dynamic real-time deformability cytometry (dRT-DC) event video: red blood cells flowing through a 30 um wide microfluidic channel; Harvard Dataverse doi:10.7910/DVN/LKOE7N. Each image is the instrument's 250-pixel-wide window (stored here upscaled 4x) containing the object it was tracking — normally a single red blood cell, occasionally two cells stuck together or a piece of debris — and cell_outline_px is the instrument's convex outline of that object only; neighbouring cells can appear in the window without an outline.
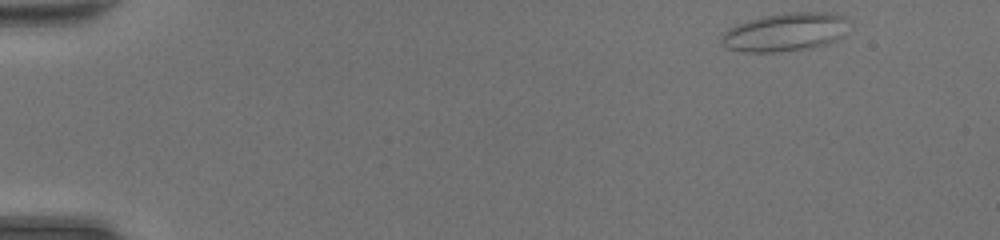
{"species": "common noctule bat (a hibernating species)", "species_latin": "Nyctalus noctula", "temperature_condition": "room temperature", "stored_images_in_passage": 44, "camera_frame_rate_fps": 3000, "um_per_image_px": 0.085, "animal": {"sex": "female", "body_mass_g": 20.0, "forearm_length_mm": 54.0}, "frame": {"image": 1, "passage_image": 1, "time_ms": 0.0, "image_size_px": [1000, 240], "cell_outline_px": [[844, 36], [828, 44], [812, 48], [776, 52], [744, 52], [728, 48], [720, 44], [720, 36], [728, 28], [736, 24], [748, 20], [764, 16], [788, 12], [828, 12], [844, 16]], "centroid_in_image_um": [66.68, 2.74], "position_along_channel_um": 18.3, "area_um2": 28.55}}
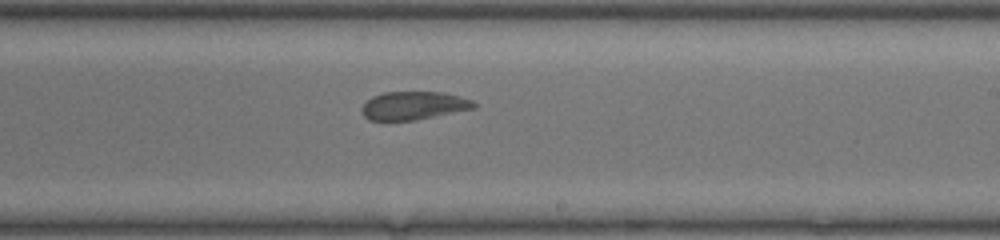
{"frame": {"image": 2, "passage_image": 26, "time_ms": 8.333, "image_size_px": [1000, 240], "cell_outline_px": [[476, 108], [416, 120], [368, 120], [360, 112], [360, 108], [372, 96], [384, 92], [444, 92], [472, 100], [476, 104]], "centroid_in_image_um": [35.14, 8.98], "position_along_channel_um": 253.9, "area_um2": 18.5}}
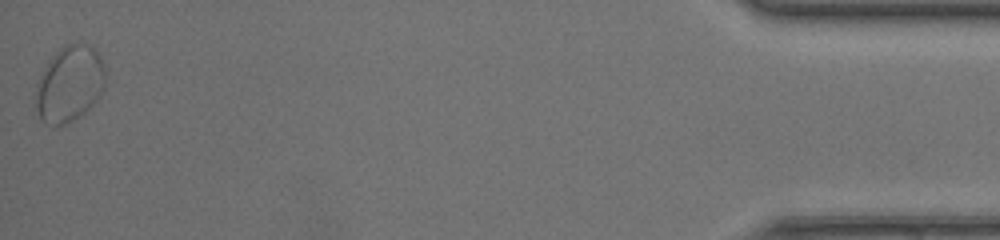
{"frame": {"image": 3, "passage_image": 44, "time_ms": 14.333, "image_size_px": [1000, 240], "cell_outline_px": [[104, 88], [100, 96], [80, 116], [64, 124], [44, 124], [40, 120], [36, 108], [36, 84], [48, 60], [64, 44], [88, 44], [100, 56], [104, 64]], "centroid_in_image_um": [5.89, 7.13], "position_along_channel_um": 429.3, "area_um2": 30.63}, "authors_computed_cell_mechanics": {"area_um2": 21.8773, "velocity_mm_per_s": 4.3691, "shape_relaxation_time_tau1_ms": null, "shape_relaxation_time_tau2_ms": 3.5341, "deformation_change_tau1": null, "deformation_change_tau2": 0.0936}}